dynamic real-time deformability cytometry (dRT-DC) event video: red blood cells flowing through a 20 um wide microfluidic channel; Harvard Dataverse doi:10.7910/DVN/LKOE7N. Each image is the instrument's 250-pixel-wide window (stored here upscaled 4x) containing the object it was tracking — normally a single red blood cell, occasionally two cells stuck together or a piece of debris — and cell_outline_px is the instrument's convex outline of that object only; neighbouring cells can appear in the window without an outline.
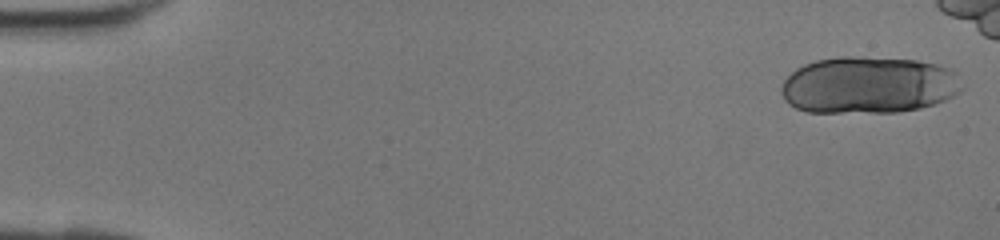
{"species": "human", "species_latin": "Homo sapiens", "temperature_condition": "room temperature", "stored_images_in_passage": 15, "camera_frame_rate_fps": 3000, "um_per_image_px": 0.085, "donor": {"sex": "female"}, "frame": {"image": 1, "passage_image": 1, "time_ms": 0.0, "image_size_px": [1000, 240], "cell_outline_px": [[964, 88], [960, 92], [944, 100], [920, 108], [896, 112], [808, 112], [796, 108], [788, 104], [784, 100], [780, 92], [780, 88], [784, 80], [796, 68], [804, 64], [816, 60], [840, 56], [852, 56], [916, 60], [936, 64], [948, 68], [952, 72]], "centroid_in_image_um": [73.77, 7.23], "position_along_channel_um": 11.2, "area_um2": 60.0}}